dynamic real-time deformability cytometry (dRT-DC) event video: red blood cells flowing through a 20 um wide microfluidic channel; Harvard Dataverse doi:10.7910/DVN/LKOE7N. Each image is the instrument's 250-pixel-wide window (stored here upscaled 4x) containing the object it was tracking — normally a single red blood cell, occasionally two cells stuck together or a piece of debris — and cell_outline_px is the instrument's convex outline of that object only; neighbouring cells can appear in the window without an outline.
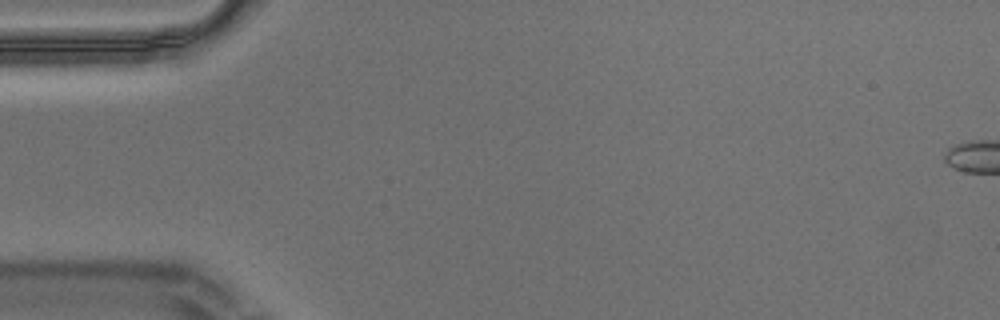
{"species": "Egyptian fruit bat (a non-hibernating species)", "species_latin": "Rousettus aegyptiacus", "temperature_condition": "warm", "stored_images_in_passage": 3, "camera_frame_rate_fps": 3000, "um_per_image_px": 0.085, "animal": {"sex": "male"}, "frame": {"image": 1, "passage_image": 1, "time_ms": 0.0, "image_size_px": [1000, 320], "cell_outline_px": [[208, 28], [204, 32], [144, 72], [120, 72], [132, 32]], "centroid_in_image_um": [13.17, 4.03], "position_along_channel_um": 71.8, "area_um2": 14.91}}